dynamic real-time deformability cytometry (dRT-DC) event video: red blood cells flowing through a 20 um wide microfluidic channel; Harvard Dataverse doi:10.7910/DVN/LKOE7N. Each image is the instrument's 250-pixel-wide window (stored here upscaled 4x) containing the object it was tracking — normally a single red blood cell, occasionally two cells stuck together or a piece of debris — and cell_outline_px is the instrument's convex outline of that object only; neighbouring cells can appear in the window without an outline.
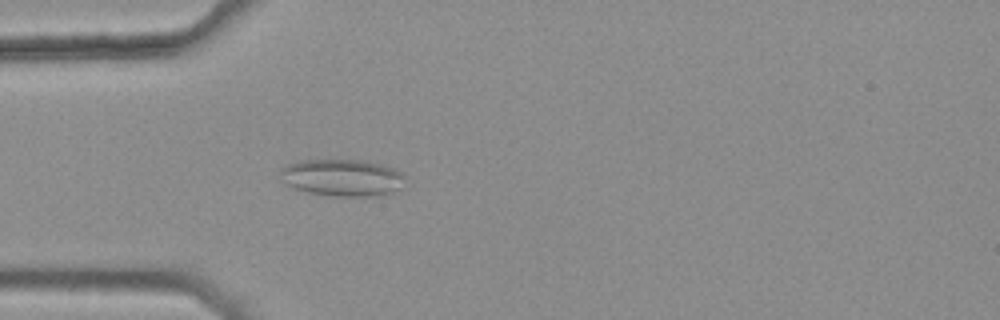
{"species": "common noctule bat (a hibernating species)", "species_latin": "Nyctalus noctula", "temperature_condition": "warm", "stored_images_in_passage": 3, "camera_frame_rate_fps": 3000, "um_per_image_px": 0.085, "animal": {"sex": "female", "body_mass_g": 25.1}, "frame": {"image": 1, "passage_image": 3, "time_ms": 0.667, "image_size_px": [1000, 320], "cell_outline_px": [[404, 176], [400, 188], [392, 192], [368, 196], [332, 196], [308, 192], [296, 188], [280, 180], [280, 168], [288, 164], [300, 160], [360, 160], [380, 164], [392, 168], [400, 172]], "centroid_in_image_um": [29.04, 15.09], "position_along_channel_um": 56.0, "area_um2": 26.59}}